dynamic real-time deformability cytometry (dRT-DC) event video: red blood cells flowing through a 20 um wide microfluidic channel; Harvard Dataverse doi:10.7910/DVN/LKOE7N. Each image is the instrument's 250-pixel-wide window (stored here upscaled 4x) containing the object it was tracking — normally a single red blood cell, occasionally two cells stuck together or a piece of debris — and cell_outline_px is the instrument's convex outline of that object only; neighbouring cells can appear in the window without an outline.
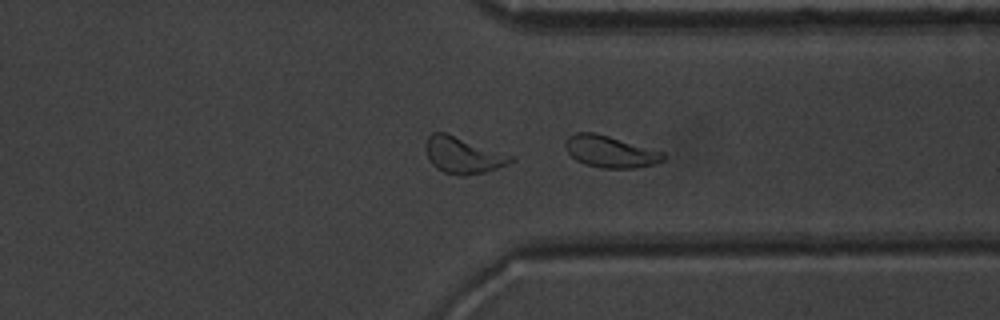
{"species": "common noctule bat (a hibernating species)", "species_latin": "Nyctalus noctula", "temperature_condition": "warm", "stored_images_in_passage": 47, "camera_frame_rate_fps": 3000, "um_per_image_px": 0.085, "animal": {"sex": "male", "body_mass_g": 20.1, "forearm_length_mm": 53.5}, "frame": {"image": 1, "passage_image": 36, "time_ms": 11.667, "image_size_px": [1000, 320], "cell_outline_px": [[664, 160], [656, 164], [636, 168], [600, 168], [584, 164], [576, 160], [568, 152], [564, 144], [564, 140], [568, 136], [576, 132], [596, 132], [664, 152]], "centroid_in_image_um": [51.85, 12.88], "position_along_channel_um": 359.5, "area_um2": 18.32}, "authors_computed_cell_mechanics": {"area_um2": 19.3052, "velocity_mm_per_s": 3.9687, "shape_relaxation_time_tau1_ms": 2.539, "shape_relaxation_time_tau2_ms": 0.8438, "deformation_change_tau1": 0.1401, "deformation_change_tau2": 0.054}}